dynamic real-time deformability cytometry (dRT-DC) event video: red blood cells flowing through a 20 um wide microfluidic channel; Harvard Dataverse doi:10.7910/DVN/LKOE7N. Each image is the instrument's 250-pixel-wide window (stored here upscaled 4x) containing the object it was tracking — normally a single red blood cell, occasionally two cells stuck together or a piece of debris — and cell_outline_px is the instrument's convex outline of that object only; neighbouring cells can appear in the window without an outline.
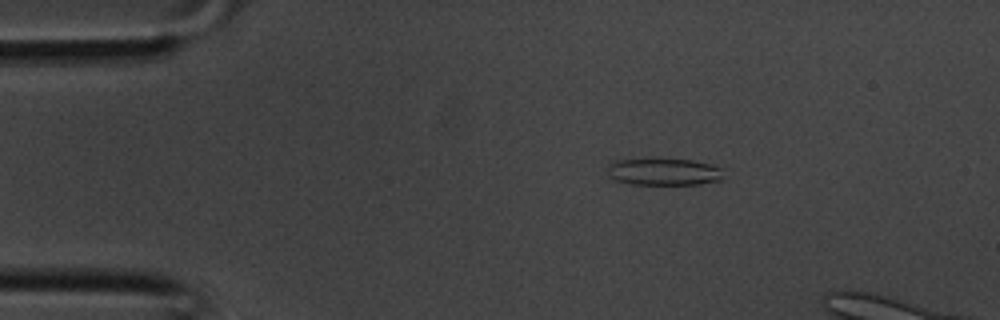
{"species": "common noctule bat (a hibernating species)", "species_latin": "Nyctalus noctula", "temperature_condition": "room temperature", "stored_images_in_passage": 7, "camera_frame_rate_fps": 3000, "um_per_image_px": 0.085, "animal": {"sex": "male", "body_mass_g": 20.1, "forearm_length_mm": 53.5}, "frame": {"image": 1, "passage_image": 2, "time_ms": 0.333, "image_size_px": [1000, 320], "cell_outline_px": [[724, 180], [700, 184], [632, 184], [612, 180], [608, 176], [608, 164], [616, 160], [652, 156], [692, 160], [708, 164], [720, 168]], "centroid_in_image_um": [56.35, 14.56], "position_along_channel_um": 28.6, "area_um2": 19.13}}